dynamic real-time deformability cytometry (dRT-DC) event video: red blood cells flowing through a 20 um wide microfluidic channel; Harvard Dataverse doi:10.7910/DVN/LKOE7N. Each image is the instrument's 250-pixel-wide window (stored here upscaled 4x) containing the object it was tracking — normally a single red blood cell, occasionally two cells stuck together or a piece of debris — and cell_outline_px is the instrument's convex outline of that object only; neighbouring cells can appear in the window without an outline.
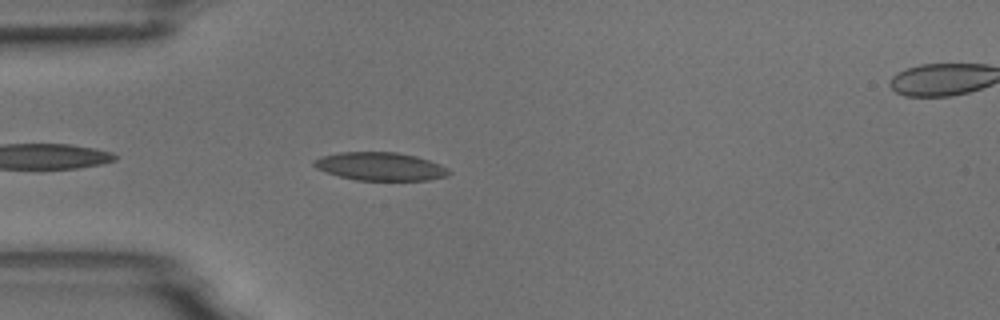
{"species": "common noctule bat (a hibernating species)", "species_latin": "Nyctalus noctula", "temperature_condition": "room temperature", "stored_images_in_passage": 5, "segment_of_instrument_passage": [1, 2], "camera_frame_rate_fps": 3000, "um_per_image_px": 0.085, "animal": {"sex": "male", "body_mass_g": 18.8}, "frame": {"image": 1, "passage_image": 4, "time_ms": 4.333, "image_size_px": [1000, 320], "cell_outline_px": [[452, 172], [448, 176], [428, 180], [356, 180], [324, 172], [316, 168], [312, 164], [312, 160], [320, 156], [340, 152], [396, 152], [416, 156], [440, 164], [448, 168]], "centroid_in_image_um": [32.31, 14.14], "position_along_channel_um": 52.7, "area_um2": 22.31}}